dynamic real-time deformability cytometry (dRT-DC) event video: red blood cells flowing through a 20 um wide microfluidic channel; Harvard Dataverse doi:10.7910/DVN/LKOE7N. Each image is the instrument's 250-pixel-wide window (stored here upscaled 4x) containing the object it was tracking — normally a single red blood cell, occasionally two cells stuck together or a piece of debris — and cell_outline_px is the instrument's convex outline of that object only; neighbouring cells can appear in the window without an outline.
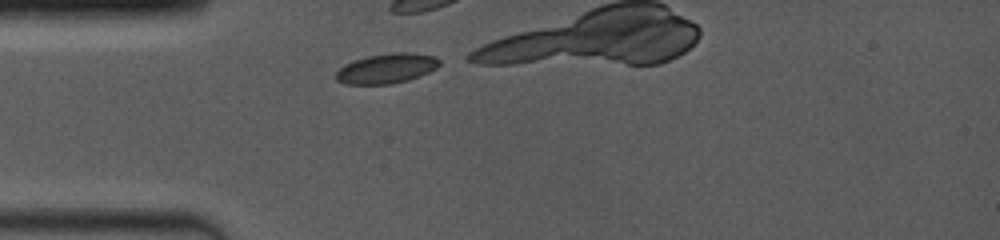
{"species": "common noctule bat (a hibernating species)", "species_latin": "Nyctalus noctula", "temperature_condition": "room temperature", "stored_images_in_passage": 8, "camera_frame_rate_fps": 4000, "um_per_image_px": 0.085, "animal": {"sex": "female", "body_mass_g": 19.0, "forearm_length_mm": 53.3}, "frame": {"image": 1, "passage_image": 1, "time_ms": 0.0, "image_size_px": [1000, 240], "cell_outline_px": [[440, 64], [436, 68], [428, 72], [408, 80], [392, 84], [344, 84], [336, 80], [336, 72], [344, 64], [352, 60], [368, 56], [392, 52], [408, 52], [436, 56], [440, 60]], "centroid_in_image_um": [32.85, 5.81], "position_along_channel_um": 52.2, "area_um2": 18.09}}